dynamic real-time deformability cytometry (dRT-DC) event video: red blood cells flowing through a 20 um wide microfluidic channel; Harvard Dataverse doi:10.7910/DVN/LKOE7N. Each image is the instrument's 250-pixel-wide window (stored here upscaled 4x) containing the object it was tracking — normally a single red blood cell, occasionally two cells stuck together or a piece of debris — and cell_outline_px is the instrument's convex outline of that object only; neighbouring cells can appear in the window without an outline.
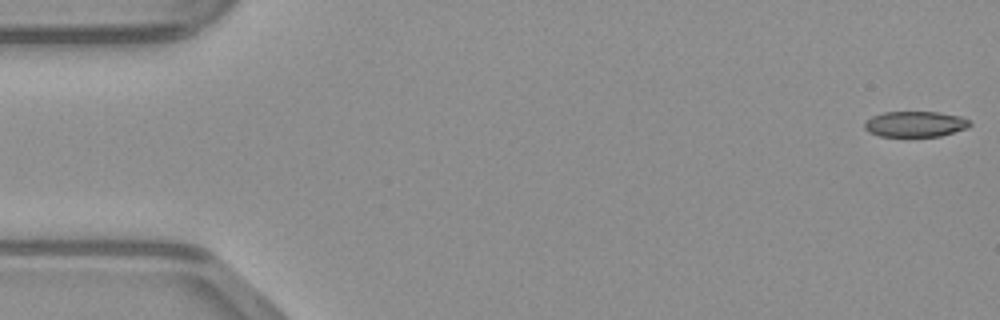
{"species": "common noctule bat (a hibernating species)", "species_latin": "Nyctalus noctula", "temperature_condition": "warm", "stored_images_in_passage": 48, "camera_frame_rate_fps": 3000, "um_per_image_px": 0.085, "animal": {"sex": "male", "body_mass_g": 23.1, "forearm_length_mm": 52.7}, "frame": {"image": 1, "passage_image": 1, "time_ms": 0.0, "image_size_px": [1000, 320], "cell_outline_px": [[972, 124], [968, 128], [940, 136], [880, 136], [868, 132], [864, 128], [864, 124], [872, 116], [884, 112], [940, 112], [960, 116], [968, 120]], "centroid_in_image_um": [77.81, 10.54], "position_along_channel_um": 7.2, "area_um2": 15.72}}
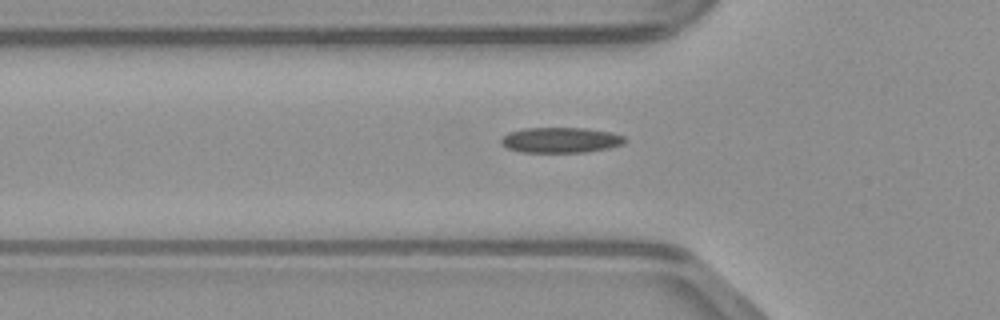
{"frame": {"image": 2, "passage_image": 16, "time_ms": 5.0, "image_size_px": [1000, 320], "cell_outline_px": [[624, 144], [608, 148], [584, 152], [520, 152], [508, 148], [500, 144], [500, 140], [508, 132], [524, 128], [584, 128], [612, 132], [624, 136]], "centroid_in_image_um": [47.63, 11.9], "position_along_channel_um": 78.2, "area_um2": 18.32}}
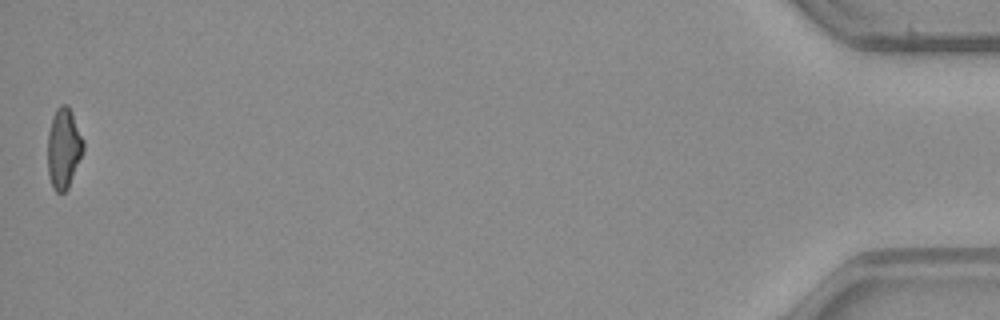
{"frame": {"image": 3, "passage_image": 48, "time_ms": 15.667, "image_size_px": [1000, 320], "cell_outline_px": [[84, 148], [68, 188], [64, 192], [56, 192], [52, 188], [48, 172], [48, 132], [52, 116], [56, 108], [60, 104], [68, 104], [72, 112], [84, 140]], "centroid_in_image_um": [5.4, 12.56], "position_along_channel_um": 429.8, "area_um2": 16.76}}